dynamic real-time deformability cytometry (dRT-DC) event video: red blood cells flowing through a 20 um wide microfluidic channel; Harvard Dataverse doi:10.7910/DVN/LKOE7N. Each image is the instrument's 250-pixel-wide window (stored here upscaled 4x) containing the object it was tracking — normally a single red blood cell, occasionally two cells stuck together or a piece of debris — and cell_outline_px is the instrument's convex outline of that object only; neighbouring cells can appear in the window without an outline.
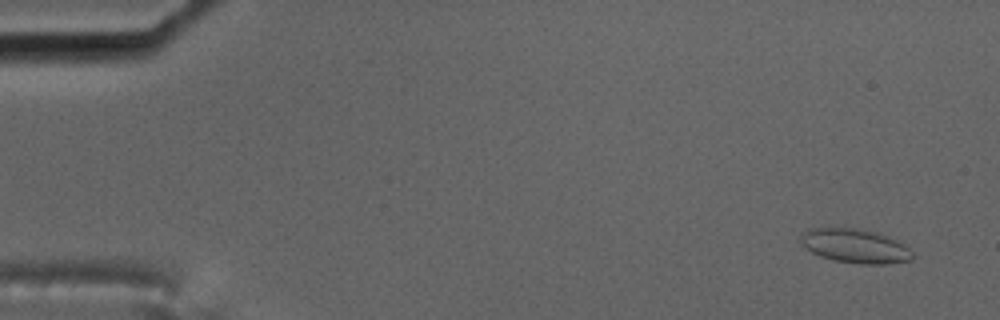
{"species": "common noctule bat (a hibernating species)", "species_latin": "Nyctalus noctula", "temperature_condition": "cold", "stored_images_in_passage": 59, "camera_frame_rate_fps": 3000, "um_per_image_px": 0.085, "animal": {"sex": "male", "body_mass_g": 17.5, "forearm_length_mm": 52.3}, "frame": {"image": 1, "passage_image": 4, "time_ms": 1.0, "image_size_px": [1000, 320], "cell_outline_px": [[916, 256], [912, 260], [888, 264], [860, 264], [836, 260], [820, 256], [812, 252], [800, 240], [800, 232], [808, 228], [856, 228], [880, 232], [904, 244]], "centroid_in_image_um": [72.72, 20.9], "position_along_channel_um": 12.3, "area_um2": 22.37}}
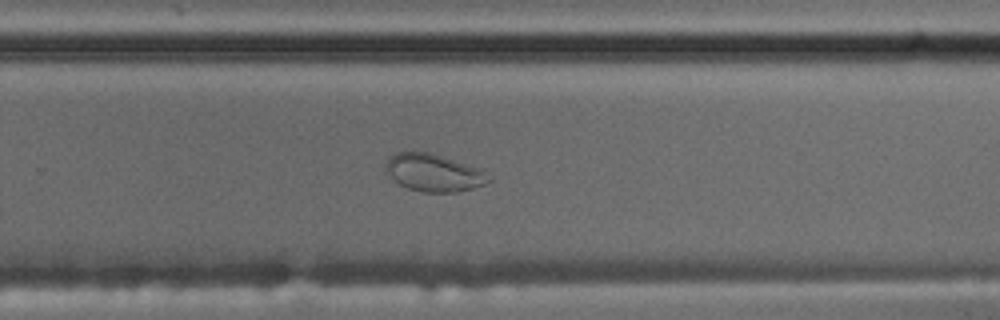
{"frame": {"image": 2, "passage_image": 39, "time_ms": 12.667, "image_size_px": [1000, 320], "cell_outline_px": [[492, 180], [484, 184], [472, 188], [456, 192], [424, 192], [408, 188], [400, 184], [384, 172], [384, 164], [388, 156], [396, 152], [428, 152], [480, 168]], "centroid_in_image_um": [36.81, 14.67], "position_along_channel_um": 293.0, "area_um2": 22.43}}
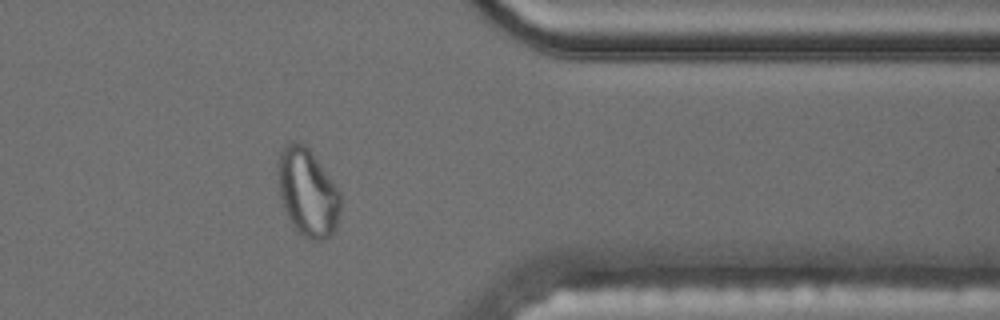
{"frame": {"image": 3, "passage_image": 48, "time_ms": 15.667, "image_size_px": [1000, 320], "cell_outline_px": [[340, 212], [336, 228], [324, 240], [312, 240], [304, 236], [292, 224], [284, 208], [280, 196], [276, 164], [280, 152], [292, 140], [304, 144], [312, 152], [340, 192]], "centroid_in_image_um": [26.13, 16.34], "position_along_channel_um": 385.3, "area_um2": 31.79}}